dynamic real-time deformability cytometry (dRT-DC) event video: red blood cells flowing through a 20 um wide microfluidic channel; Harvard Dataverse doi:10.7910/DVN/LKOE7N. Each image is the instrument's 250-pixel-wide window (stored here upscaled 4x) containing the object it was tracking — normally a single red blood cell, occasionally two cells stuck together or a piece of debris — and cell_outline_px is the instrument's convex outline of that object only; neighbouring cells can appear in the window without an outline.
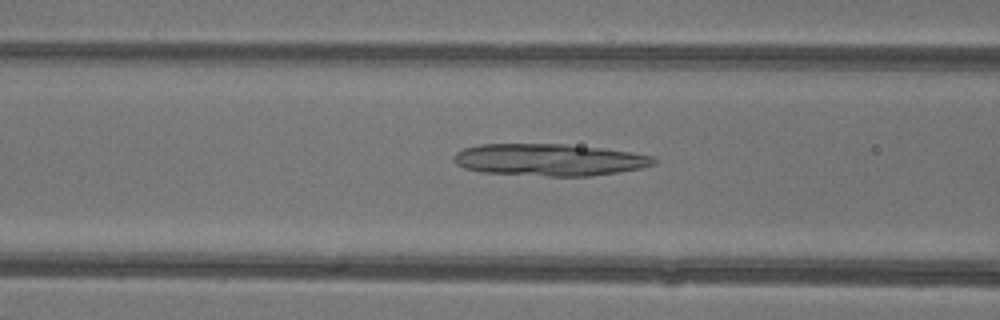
{"species": "common noctule bat (a hibernating species)", "species_latin": "Nyctalus noctula", "temperature_condition": "warm", "stored_images_in_passage": 46, "camera_frame_rate_fps": 3000, "um_per_image_px": 0.085, "animal": {"sex": "female"}, "frame": {"image": 1, "passage_image": 19, "time_ms": 6.0, "image_size_px": [1000, 320], "cell_outline_px": [[660, 160], [656, 164], [640, 168], [592, 176], [548, 176], [480, 172], [464, 168], [456, 164], [452, 160], [452, 156], [456, 152], [464, 148], [480, 144], [568, 144], [632, 152], [652, 156]], "centroid_in_image_um": [46.67, 13.58], "position_along_channel_um": 119.9, "area_um2": 37.51}}
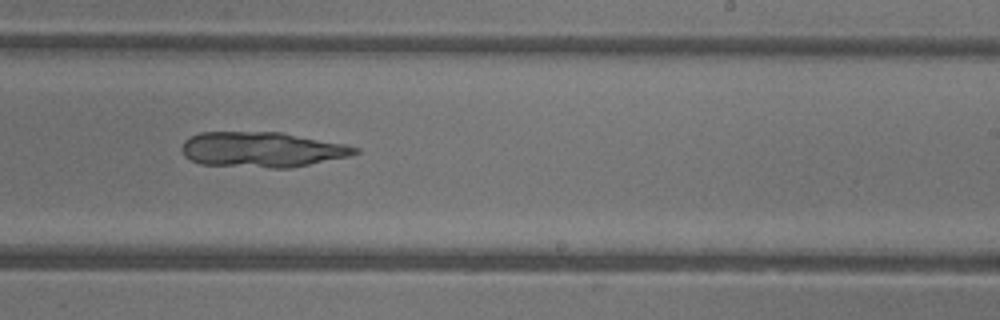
{"frame": {"image": 2, "passage_image": 29, "time_ms": 9.333, "image_size_px": [1000, 320], "cell_outline_px": [[360, 152], [348, 156], [292, 168], [268, 168], [200, 164], [184, 156], [180, 148], [184, 140], [188, 136], [200, 132], [280, 132], [344, 144], [360, 148]], "centroid_in_image_um": [22.22, 12.71], "position_along_channel_um": 266.8, "area_um2": 35.72}}
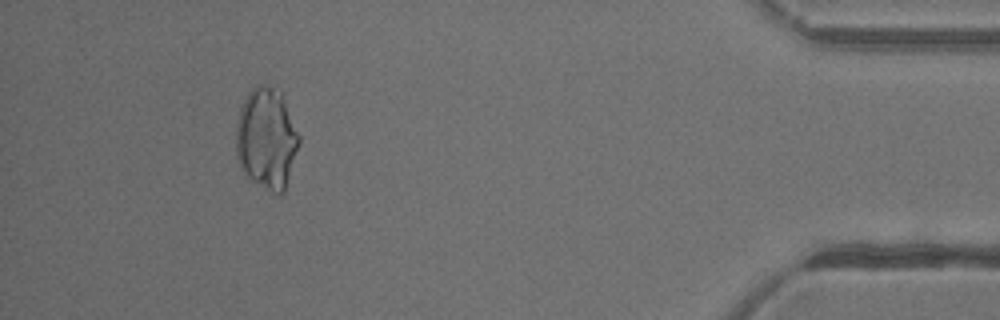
{"frame": {"image": 3, "passage_image": 43, "time_ms": 14.0, "image_size_px": [1000, 320], "cell_outline_px": [[300, 144], [284, 192], [280, 196], [272, 192], [244, 176], [240, 168], [236, 156], [236, 124], [240, 108], [248, 92], [256, 84], [268, 84], [280, 92], [300, 136]], "centroid_in_image_um": [22.64, 11.8], "position_along_channel_um": 412.6, "area_um2": 37.51}}